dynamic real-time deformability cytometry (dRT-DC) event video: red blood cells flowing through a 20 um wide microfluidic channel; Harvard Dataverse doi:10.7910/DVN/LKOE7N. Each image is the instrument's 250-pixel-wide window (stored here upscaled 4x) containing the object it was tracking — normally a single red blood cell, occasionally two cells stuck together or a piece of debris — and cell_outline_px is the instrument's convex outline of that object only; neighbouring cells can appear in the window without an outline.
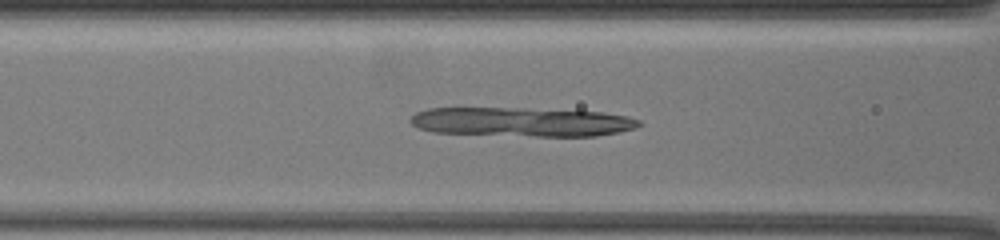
{"species": "common noctule bat (a hibernating species)", "species_latin": "Nyctalus noctula", "temperature_condition": "warm", "stored_images_in_passage": 54, "camera_frame_rate_fps": 3000, "um_per_image_px": 0.085, "animal": {"sex": "female", "body_mass_g": 19.5, "forearm_length_mm": 54.1}, "frame": {"image": 1, "passage_image": 23, "time_ms": 8.667, "image_size_px": [1000, 240], "cell_outline_px": [[644, 124], [636, 128], [620, 132], [596, 136], [536, 136], [432, 132], [420, 128], [412, 124], [408, 120], [416, 112], [428, 108], [520, 108], [604, 112], [624, 116], [640, 120]], "centroid_in_image_um": [44.38, 10.36], "position_along_channel_um": 122.2, "area_um2": 38.84}}
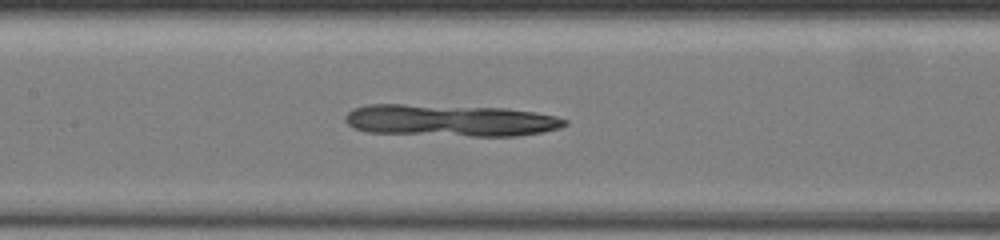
{"frame": {"image": 2, "passage_image": 25, "time_ms": 10.0, "image_size_px": [1000, 240], "cell_outline_px": [[568, 124], [560, 128], [544, 132], [516, 136], [468, 136], [368, 132], [352, 128], [344, 120], [344, 116], [348, 112], [356, 108], [372, 104], [400, 104], [504, 108], [532, 112], [556, 116], [568, 120]], "centroid_in_image_um": [38.28, 10.24], "position_along_channel_um": 169.1, "area_um2": 40.75}}